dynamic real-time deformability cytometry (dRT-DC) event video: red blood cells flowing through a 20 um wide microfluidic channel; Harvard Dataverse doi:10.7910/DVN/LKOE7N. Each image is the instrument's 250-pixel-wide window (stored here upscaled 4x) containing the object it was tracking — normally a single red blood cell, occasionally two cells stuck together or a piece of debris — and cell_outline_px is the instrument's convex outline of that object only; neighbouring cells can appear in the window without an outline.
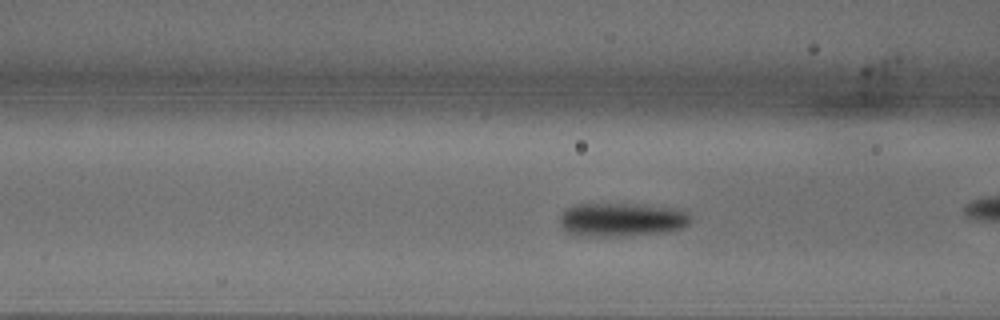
{"species": "common noctule bat (a hibernating species)", "species_latin": "Nyctalus noctula", "temperature_condition": "warm", "stored_images_in_passage": 40, "camera_frame_rate_fps": 3000, "um_per_image_px": 0.085, "animal": {"sex": "male", "body_mass_g": 18.8}, "frame": {"image": 1, "passage_image": 18, "time_ms": 5.667, "image_size_px": [1000, 320], "cell_outline_px": [[692, 220], [684, 228], [668, 232], [600, 236], [572, 236], [564, 232], [560, 224], [560, 216], [564, 208], [576, 204], [636, 204], [684, 208], [692, 216]], "centroid_in_image_um": [52.86, 18.66], "position_along_channel_um": 113.7, "area_um2": 26.24}}